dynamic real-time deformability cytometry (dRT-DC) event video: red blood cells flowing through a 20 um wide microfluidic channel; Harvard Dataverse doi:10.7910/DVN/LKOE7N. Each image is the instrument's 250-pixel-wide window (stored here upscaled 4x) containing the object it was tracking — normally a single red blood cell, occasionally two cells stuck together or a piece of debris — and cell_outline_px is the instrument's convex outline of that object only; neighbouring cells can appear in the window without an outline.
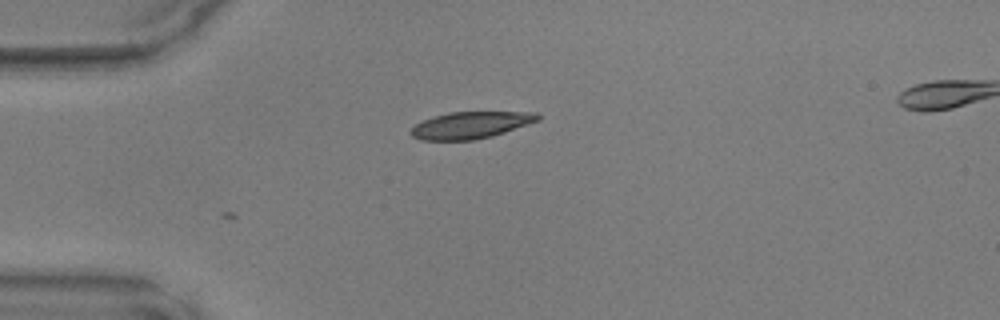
{"species": "common noctule bat (a hibernating species)", "species_latin": "Nyctalus noctula", "temperature_condition": "warm", "stored_images_in_passage": 2, "camera_frame_rate_fps": 3000, "um_per_image_px": 0.085, "animal": {"sex": "male", "body_mass_g": 17.9, "forearm_length_mm": 54.2}, "frame": {"image": 1, "passage_image": 2, "time_ms": 0.333, "image_size_px": [1000, 320], "cell_outline_px": [[540, 120], [492, 136], [476, 140], [420, 140], [412, 136], [408, 132], [416, 124], [424, 120], [448, 112], [536, 112], [540, 116]], "centroid_in_image_um": [40.0, 10.64], "position_along_channel_um": 45.0, "area_um2": 19.77}}